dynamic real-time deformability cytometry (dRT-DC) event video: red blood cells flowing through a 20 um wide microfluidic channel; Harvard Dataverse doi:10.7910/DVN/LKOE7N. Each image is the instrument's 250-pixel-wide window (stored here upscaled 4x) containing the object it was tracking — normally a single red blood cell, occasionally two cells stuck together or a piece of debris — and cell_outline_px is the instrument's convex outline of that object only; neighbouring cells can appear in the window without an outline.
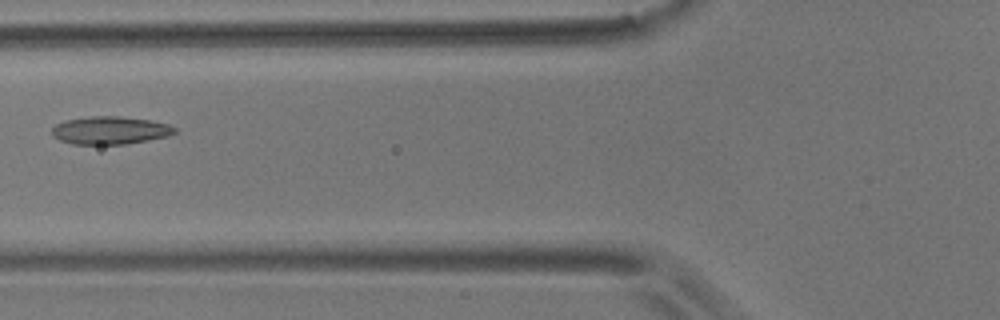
{"species": "common noctule bat (a hibernating species)", "species_latin": "Nyctalus noctula", "temperature_condition": "room temperature", "stored_images_in_passage": 10, "camera_frame_rate_fps": 3000, "um_per_image_px": 0.085, "animal": {"sex": "male", "body_mass_g": 17.9}, "frame": {"image": 1, "passage_image": 6, "time_ms": 1.667, "image_size_px": [1000, 320], "cell_outline_px": [[176, 132], [168, 136], [148, 140], [124, 144], [72, 144], [60, 140], [52, 136], [52, 128], [56, 124], [64, 120], [92, 116], [120, 116], [148, 120], [168, 124], [176, 128]], "centroid_in_image_um": [9.34, 11.08], "position_along_channel_um": 116.5, "area_um2": 19.88}}
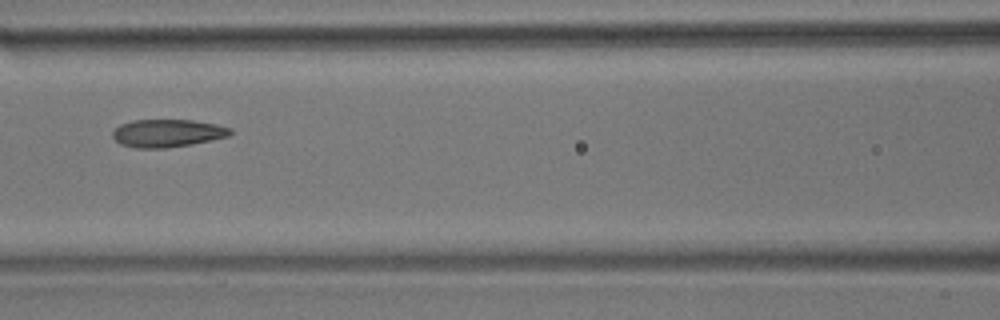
{"frame": {"image": 2, "passage_image": 7, "time_ms": 2.0, "image_size_px": [1000, 320], "cell_outline_px": [[232, 132], [228, 136], [212, 140], [192, 144], [164, 148], [136, 148], [120, 144], [112, 136], [112, 132], [120, 124], [132, 120], [192, 120], [216, 124], [232, 128]], "centroid_in_image_um": [14.23, 11.32], "position_along_channel_um": 152.4, "area_um2": 19.07}}